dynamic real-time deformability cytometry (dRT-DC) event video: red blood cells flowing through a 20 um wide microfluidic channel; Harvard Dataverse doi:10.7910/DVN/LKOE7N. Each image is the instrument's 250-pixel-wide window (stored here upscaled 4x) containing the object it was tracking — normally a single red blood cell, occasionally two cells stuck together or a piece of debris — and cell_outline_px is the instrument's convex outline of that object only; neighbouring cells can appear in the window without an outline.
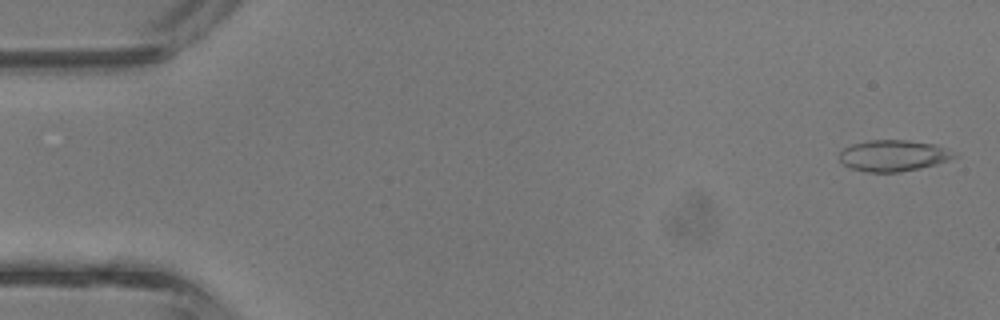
{"species": "common noctule bat (a hibernating species)", "species_latin": "Nyctalus noctula", "temperature_condition": "room temperature", "stored_images_in_passage": 4, "camera_frame_rate_fps": 3000, "um_per_image_px": 0.085, "animal": {"sex": "male", "body_mass_g": 13.3}, "frame": {"image": 1, "passage_image": 1, "time_ms": 0.0, "image_size_px": [1000, 320], "cell_outline_px": [[960, 156], [936, 164], [920, 168], [896, 172], [868, 172], [852, 168], [844, 164], [840, 160], [840, 152], [844, 148], [852, 144], [868, 140], [908, 140], [932, 144], [944, 148]], "centroid_in_image_um": [75.93, 13.22], "position_along_channel_um": 9.1, "area_um2": 20.63}}
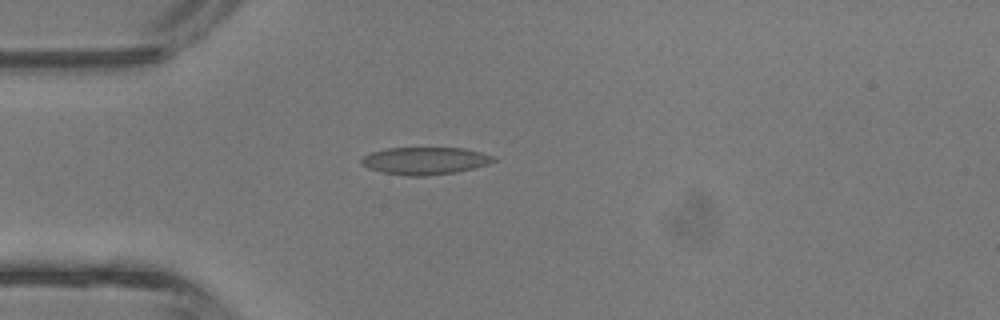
{"frame": {"image": 2, "passage_image": 4, "time_ms": 1.0, "image_size_px": [1000, 320], "cell_outline_px": [[496, 160], [488, 164], [456, 172], [428, 176], [408, 176], [384, 172], [368, 168], [360, 164], [360, 160], [364, 156], [372, 152], [388, 148], [464, 148], [480, 152], [492, 156]], "centroid_in_image_um": [36.1, 13.67], "position_along_channel_um": 48.9, "area_um2": 20.92}}